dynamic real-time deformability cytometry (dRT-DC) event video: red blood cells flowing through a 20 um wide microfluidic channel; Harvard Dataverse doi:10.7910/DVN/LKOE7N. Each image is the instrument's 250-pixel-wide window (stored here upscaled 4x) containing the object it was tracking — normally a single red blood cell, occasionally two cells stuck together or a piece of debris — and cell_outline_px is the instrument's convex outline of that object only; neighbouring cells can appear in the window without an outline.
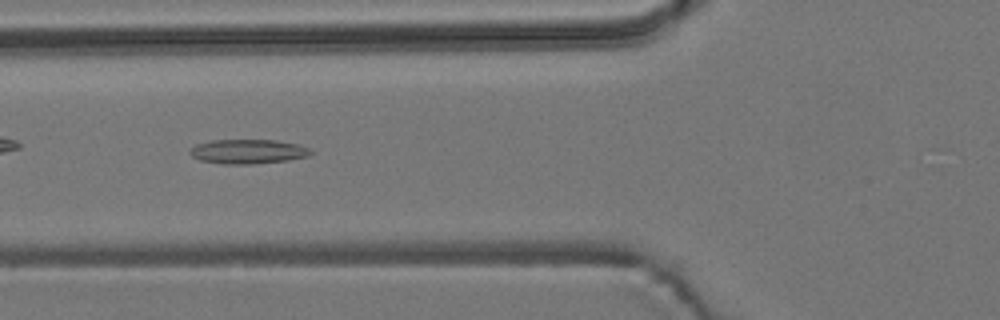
{"species": "common noctule bat (a hibernating species)", "species_latin": "Nyctalus noctula", "temperature_condition": "room temperature", "stored_images_in_passage": 5, "camera_frame_rate_fps": 3000, "um_per_image_px": 0.085, "animal": {"sex": "male", "body_mass_g": 19.2, "forearm_length_mm": 51.8}, "frame": {"image": 1, "passage_image": 4, "time_ms": 6.0, "image_size_px": [1000, 320], "cell_outline_px": [[312, 152], [308, 156], [288, 160], [252, 164], [224, 164], [200, 160], [192, 156], [188, 152], [196, 144], [212, 140], [276, 140], [300, 144], [308, 148]], "centroid_in_image_um": [21.08, 12.87], "position_along_channel_um": 104.7, "area_um2": 17.17}}
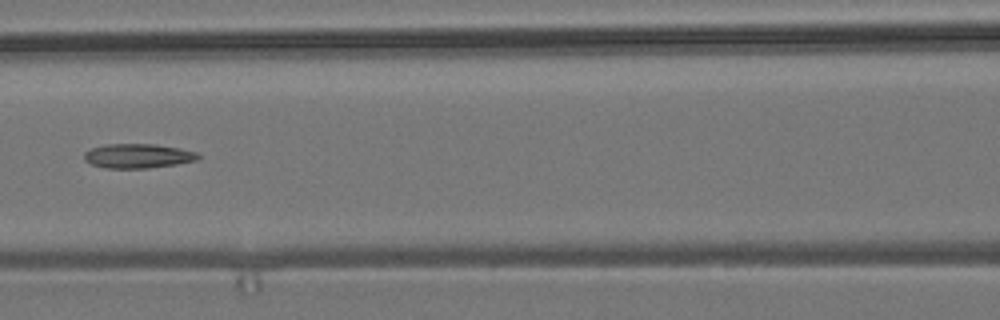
{"frame": {"image": 2, "passage_image": 5, "time_ms": 7.333, "image_size_px": [1000, 320], "cell_outline_px": [[200, 156], [196, 160], [176, 164], [148, 168], [108, 168], [92, 164], [84, 160], [84, 152], [92, 148], [104, 144], [156, 144], [196, 152]], "centroid_in_image_um": [11.69, 13.25], "position_along_channel_um": 154.9, "area_um2": 16.01}}